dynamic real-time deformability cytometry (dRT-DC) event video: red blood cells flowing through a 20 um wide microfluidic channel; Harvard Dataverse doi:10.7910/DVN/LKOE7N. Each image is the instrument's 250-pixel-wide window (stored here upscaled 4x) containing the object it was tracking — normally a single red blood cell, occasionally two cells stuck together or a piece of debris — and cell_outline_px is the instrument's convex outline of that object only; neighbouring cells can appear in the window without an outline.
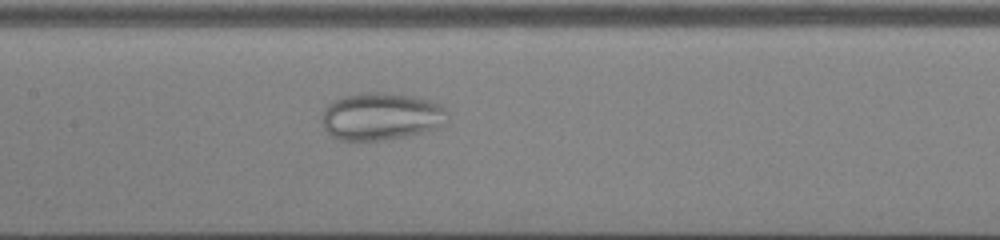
{"species": "common noctule bat (a hibernating species)", "species_latin": "Nyctalus noctula", "temperature_condition": "cold", "stored_images_in_passage": 49, "camera_frame_rate_fps": 3000, "um_per_image_px": 0.085, "animal": {"sex": "male", "body_mass_g": 13.0, "forearm_length_mm": 53.1}, "frame": {"image": 1, "passage_image": 27, "time_ms": 8.667, "image_size_px": [1000, 240], "cell_outline_px": [[448, 120], [440, 128], [404, 136], [380, 140], [344, 140], [332, 136], [324, 128], [324, 108], [328, 104], [344, 96], [364, 92], [380, 92], [412, 96], [428, 100], [440, 104], [448, 112]], "centroid_in_image_um": [32.44, 9.89], "position_along_channel_um": 175.0, "area_um2": 34.45}}
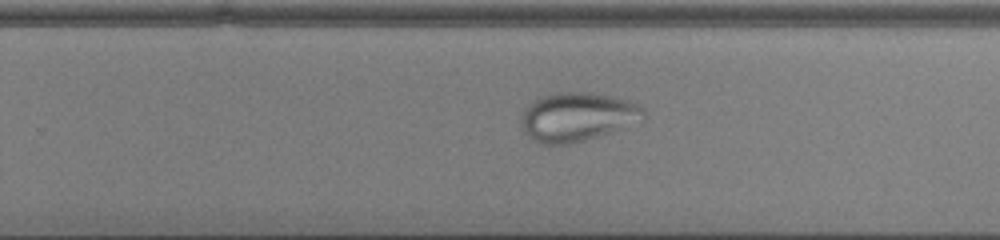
{"frame": {"image": 2, "passage_image": 35, "time_ms": 11.333, "image_size_px": [1000, 240], "cell_outline_px": [[644, 120], [584, 140], [568, 144], [536, 144], [524, 132], [520, 120], [520, 116], [528, 104], [540, 96], [556, 92], [588, 92], [608, 96], [640, 104], [644, 108]], "centroid_in_image_um": [49.01, 9.93], "position_along_channel_um": 280.8, "area_um2": 34.74}}